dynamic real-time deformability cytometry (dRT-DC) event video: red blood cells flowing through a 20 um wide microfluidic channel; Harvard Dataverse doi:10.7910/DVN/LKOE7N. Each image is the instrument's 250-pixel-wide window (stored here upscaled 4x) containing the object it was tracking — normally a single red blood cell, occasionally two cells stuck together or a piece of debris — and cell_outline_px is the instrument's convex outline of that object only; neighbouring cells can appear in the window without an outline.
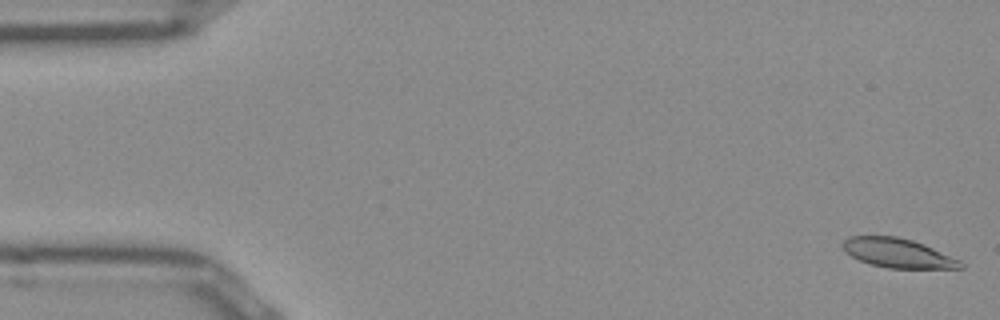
{"species": "Egyptian fruit bat (a non-hibernating species)", "species_latin": "Rousettus aegyptiacus", "temperature_condition": "room temperature", "stored_images_in_passage": 51, "camera_frame_rate_fps": 3000, "um_per_image_px": 0.085, "frame": {"image": 1, "passage_image": 1, "time_ms": 0.0, "image_size_px": [1000, 320], "cell_outline_px": [[964, 268], [888, 268], [872, 264], [860, 260], [844, 252], [844, 240], [848, 236], [896, 236], [912, 240], [924, 244], [960, 260], [964, 264]], "centroid_in_image_um": [76.33, 21.51], "position_along_channel_um": 8.7, "area_um2": 19.88}}
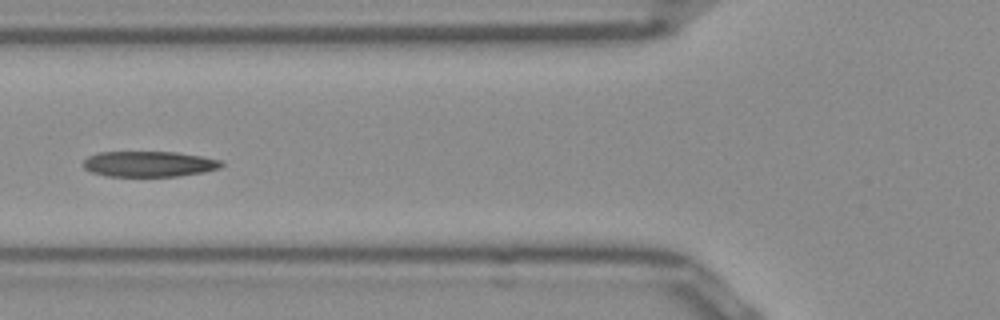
{"frame": {"image": 2, "passage_image": 19, "time_ms": 6.0, "image_size_px": [1000, 320], "cell_outline_px": [[224, 164], [220, 168], [204, 172], [176, 176], [108, 176], [92, 172], [84, 168], [84, 160], [88, 156], [100, 152], [176, 152], [200, 156], [220, 160]], "centroid_in_image_um": [12.67, 13.93], "position_along_channel_um": 113.1, "area_um2": 20.46}}
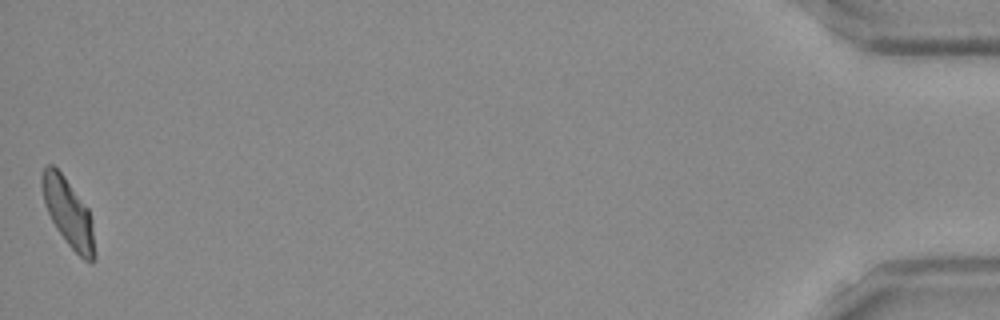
{"frame": {"image": 3, "passage_image": 51, "time_ms": 16.667, "image_size_px": [1000, 320], "cell_outline_px": [[96, 260], [92, 264], [84, 260], [68, 244], [56, 228], [48, 212], [44, 200], [40, 184], [40, 176], [44, 168], [48, 164], [52, 164], [64, 176], [88, 208], [92, 224], [96, 256]], "centroid_in_image_um": [5.81, 18.09], "position_along_channel_um": 429.4, "area_um2": 20.81}, "authors_computed_cell_mechanics": {"area_um2": 20.8658, "velocity_mm_per_s": 3.9113, "shape_relaxation_time_tau1_ms": 5.6963, "shape_relaxation_time_tau2_ms": 2.1532, "deformation_change_tau1": 0.1886, "deformation_change_tau2": 0.0833}}